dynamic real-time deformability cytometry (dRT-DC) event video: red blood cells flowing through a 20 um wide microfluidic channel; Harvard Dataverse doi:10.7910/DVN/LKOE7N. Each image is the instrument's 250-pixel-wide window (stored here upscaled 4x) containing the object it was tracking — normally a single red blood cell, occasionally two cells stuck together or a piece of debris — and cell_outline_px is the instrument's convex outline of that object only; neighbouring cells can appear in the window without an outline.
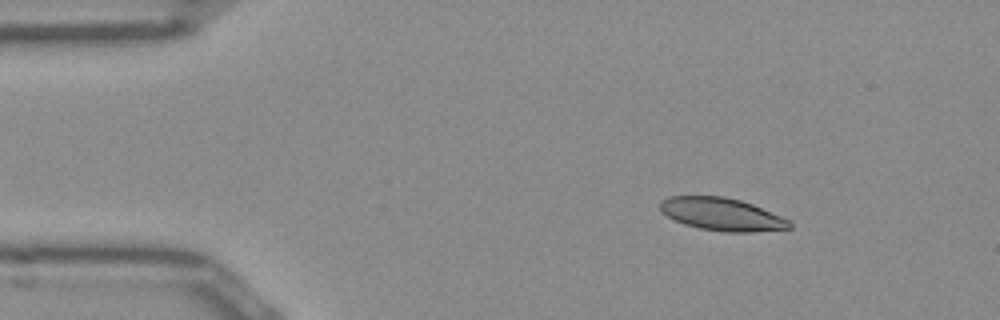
{"species": "Egyptian fruit bat (a non-hibernating species)", "species_latin": "Rousettus aegyptiacus", "temperature_condition": "room temperature", "stored_images_in_passage": 7, "camera_frame_rate_fps": 3000, "um_per_image_px": 0.085, "frame": {"image": 1, "passage_image": 1, "time_ms": 0.0, "image_size_px": [1000, 320], "cell_outline_px": [[792, 228], [752, 232], [724, 232], [700, 228], [684, 224], [660, 212], [660, 200], [668, 196], [724, 196], [740, 200], [752, 204], [780, 216], [788, 220], [792, 224]], "centroid_in_image_um": [61.33, 18.21], "position_along_channel_um": 23.7, "area_um2": 24.57}}